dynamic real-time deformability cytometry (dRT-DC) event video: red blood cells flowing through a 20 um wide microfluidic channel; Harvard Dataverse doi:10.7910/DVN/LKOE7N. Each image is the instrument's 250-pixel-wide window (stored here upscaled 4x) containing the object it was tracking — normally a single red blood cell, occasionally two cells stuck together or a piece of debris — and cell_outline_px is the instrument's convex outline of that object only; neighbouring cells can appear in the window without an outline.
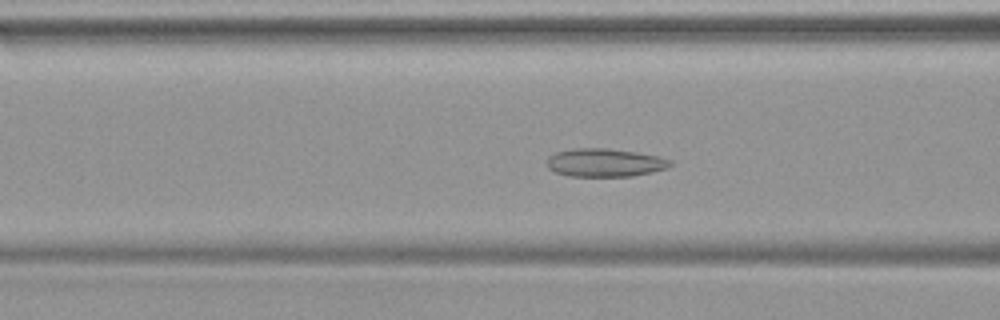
{"species": "common noctule bat (a hibernating species)", "species_latin": "Nyctalus noctula", "temperature_condition": "warm", "stored_images_in_passage": 48, "camera_frame_rate_fps": 3000, "um_per_image_px": 0.085, "animal": {"sex": "female", "body_mass_g": 19.9}, "frame": {"image": 1, "passage_image": 18, "time_ms": 5.667, "image_size_px": [1000, 320], "cell_outline_px": [[672, 164], [668, 168], [652, 172], [632, 176], [568, 176], [556, 172], [548, 168], [544, 164], [548, 156], [556, 152], [576, 148], [608, 148], [636, 152], [656, 156], [672, 160]], "centroid_in_image_um": [51.38, 13.82], "position_along_channel_um": 115.2, "area_um2": 20.4}}
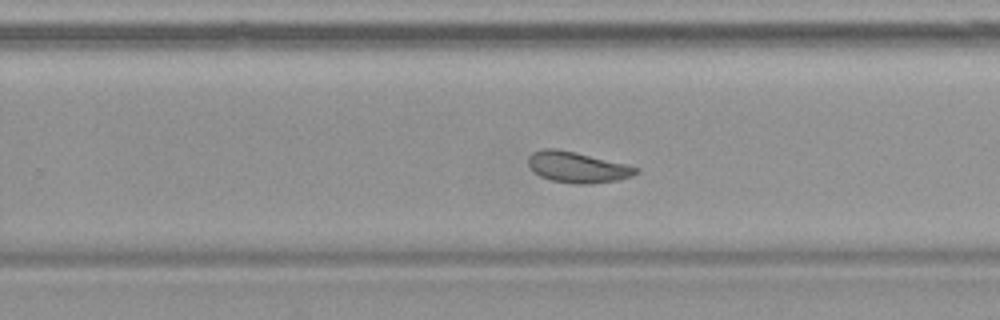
{"frame": {"image": 2, "passage_image": 30, "time_ms": 9.667, "image_size_px": [1000, 320], "cell_outline_px": [[640, 172], [632, 176], [616, 180], [588, 184], [572, 184], [552, 180], [540, 176], [532, 172], [528, 164], [528, 156], [532, 152], [544, 148], [556, 148], [624, 164], [640, 168]], "centroid_in_image_um": [49.03, 14.22], "position_along_channel_um": 280.8, "area_um2": 19.25}}
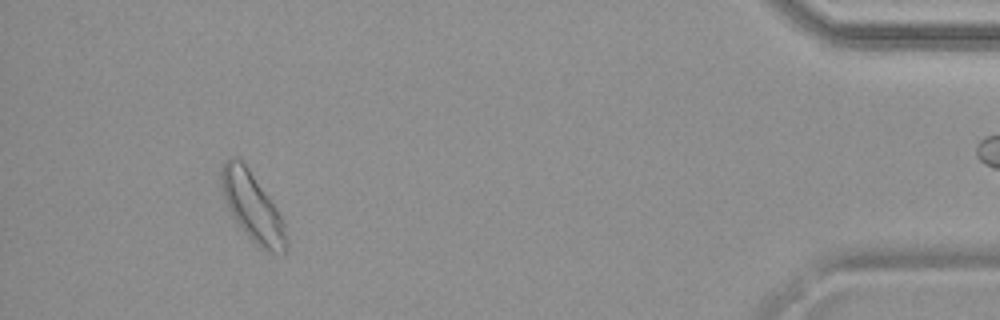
{"frame": {"image": 3, "passage_image": 44, "time_ms": 14.333, "image_size_px": [1000, 320], "cell_outline_px": [[288, 248], [284, 252], [272, 252], [260, 248], [248, 236], [236, 220], [228, 208], [220, 184], [220, 172], [224, 160], [240, 160], [248, 168], [276, 208], [284, 224], [288, 240]], "centroid_in_image_um": [21.46, 17.62], "position_along_channel_um": 413.7, "area_um2": 25.2}}